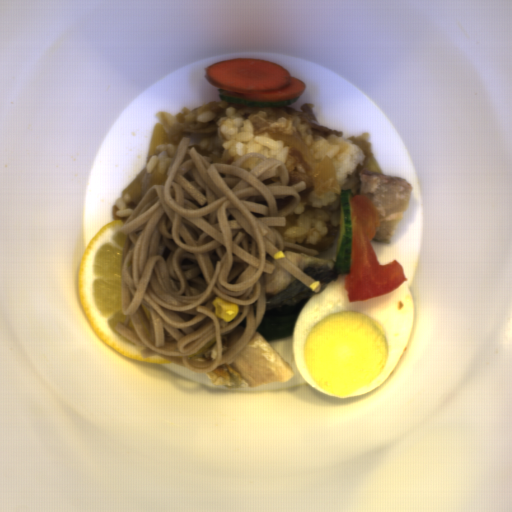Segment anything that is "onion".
Segmentation results:
<instances>
[{
  "label": "onion",
  "instance_id": "obj_1",
  "mask_svg": "<svg viewBox=\"0 0 512 512\" xmlns=\"http://www.w3.org/2000/svg\"><path fill=\"white\" fill-rule=\"evenodd\" d=\"M268 139L281 141L283 147L291 148L300 152L308 163L309 171L315 186L316 194L328 196L330 194L340 195L342 188L337 176L334 161L328 156L320 162L309 151L303 139L297 135L286 136L279 133L269 134Z\"/></svg>",
  "mask_w": 512,
  "mask_h": 512
},
{
  "label": "onion",
  "instance_id": "obj_4",
  "mask_svg": "<svg viewBox=\"0 0 512 512\" xmlns=\"http://www.w3.org/2000/svg\"><path fill=\"white\" fill-rule=\"evenodd\" d=\"M168 143L167 134L160 123H155L149 143L148 155L154 156L157 154L158 147Z\"/></svg>",
  "mask_w": 512,
  "mask_h": 512
},
{
  "label": "onion",
  "instance_id": "obj_3",
  "mask_svg": "<svg viewBox=\"0 0 512 512\" xmlns=\"http://www.w3.org/2000/svg\"><path fill=\"white\" fill-rule=\"evenodd\" d=\"M350 142L358 146L364 156L362 165L364 170H373L380 173H383L382 169L380 168L378 162L376 161L373 152H372V146L371 143L362 140L356 136H350L347 138ZM384 174V173H383Z\"/></svg>",
  "mask_w": 512,
  "mask_h": 512
},
{
  "label": "onion",
  "instance_id": "obj_2",
  "mask_svg": "<svg viewBox=\"0 0 512 512\" xmlns=\"http://www.w3.org/2000/svg\"><path fill=\"white\" fill-rule=\"evenodd\" d=\"M167 177L159 171L146 172L143 168L137 177L121 191V195L126 194L129 197L126 207L133 210L151 186L164 185Z\"/></svg>",
  "mask_w": 512,
  "mask_h": 512
}]
</instances>
